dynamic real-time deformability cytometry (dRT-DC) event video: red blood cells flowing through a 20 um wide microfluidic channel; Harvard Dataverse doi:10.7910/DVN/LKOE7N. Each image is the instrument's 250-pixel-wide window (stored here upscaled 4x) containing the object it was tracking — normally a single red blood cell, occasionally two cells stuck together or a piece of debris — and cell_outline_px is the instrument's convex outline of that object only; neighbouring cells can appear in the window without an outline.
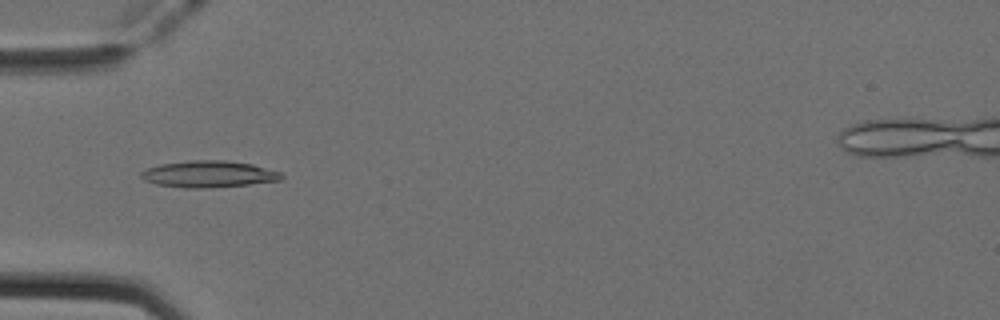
{"species": "Egyptian fruit bat (a non-hibernating species)", "species_latin": "Rousettus aegyptiacus", "temperature_condition": "cold", "stored_images_in_passage": 50, "camera_frame_rate_fps": 3000, "um_per_image_px": 0.085, "animal": {"sex": "female"}, "frame": {"image": 1, "passage_image": 16, "time_ms": 5.0, "image_size_px": [1000, 320], "cell_outline_px": [[284, 180], [212, 188], [184, 188], [156, 184], [144, 180], [140, 176], [140, 172], [148, 168], [160, 164], [192, 160], [224, 160], [252, 164], [280, 172], [284, 176]], "centroid_in_image_um": [17.74, 14.8], "position_along_channel_um": 67.3, "area_um2": 21.85}}
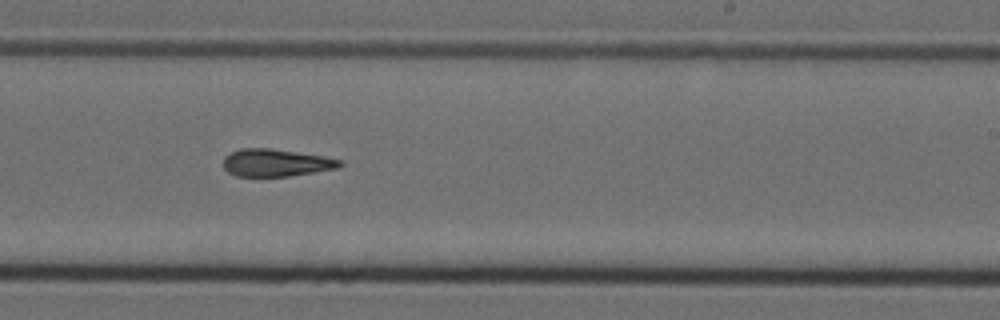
{"frame": {"image": 2, "passage_image": 31, "time_ms": 10.0, "image_size_px": [1000, 320], "cell_outline_px": [[344, 164], [340, 168], [288, 176], [236, 176], [228, 172], [224, 168], [224, 156], [240, 148], [272, 148], [324, 156], [340, 160]], "centroid_in_image_um": [23.47, 13.83], "position_along_channel_um": 265.5, "area_um2": 18.67}}
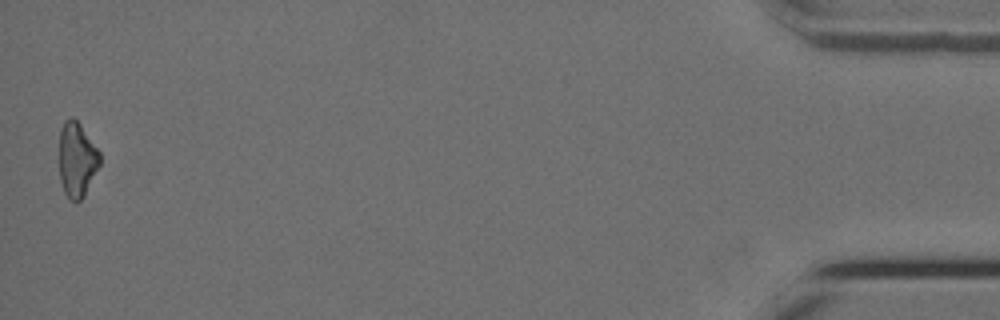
{"frame": {"image": 3, "passage_image": 50, "time_ms": 16.333, "image_size_px": [1000, 320], "cell_outline_px": [[100, 164], [84, 196], [76, 204], [68, 200], [64, 192], [60, 180], [60, 128], [64, 120], [72, 116], [80, 124], [100, 152]], "centroid_in_image_um": [6.53, 13.59], "position_along_channel_um": 428.7, "area_um2": 17.8}, "authors_computed_cell_mechanics": {"area_um2": 19.2763, "velocity_mm_per_s": 3.9761, "shape_relaxation_time_tau1_ms": 6.0174, "shape_relaxation_time_tau2_ms": 4.2513, "deformation_change_tau1": 0.1631, "deformation_change_tau2": 0.1308}}